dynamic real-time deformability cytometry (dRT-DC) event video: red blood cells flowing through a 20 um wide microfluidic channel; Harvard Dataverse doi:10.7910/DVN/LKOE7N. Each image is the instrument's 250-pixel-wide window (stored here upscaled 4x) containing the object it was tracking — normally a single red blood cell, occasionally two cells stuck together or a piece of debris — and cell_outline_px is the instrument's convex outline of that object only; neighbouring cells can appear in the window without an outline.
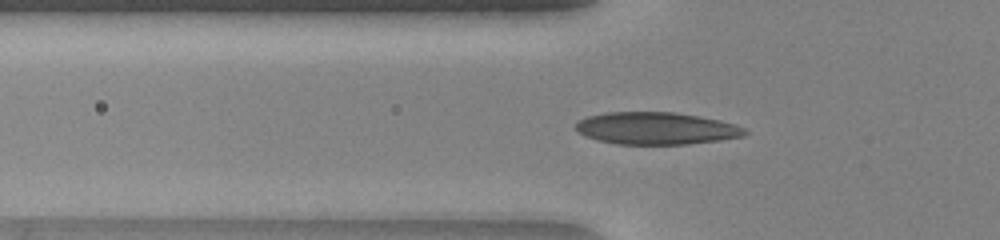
{"species": "human", "species_latin": "Homo sapiens", "temperature_condition": "warm", "stored_images_in_passage": 36, "camera_frame_rate_fps": 3000, "um_per_image_px": 0.085, "donor": {"sex": "female"}, "frame": {"image": 1, "passage_image": 3, "time_ms": 0.667, "image_size_px": [1000, 240], "cell_outline_px": [[748, 132], [744, 136], [720, 140], [688, 144], [616, 144], [596, 140], [584, 136], [576, 128], [576, 124], [580, 120], [588, 116], [608, 112], [672, 112], [720, 120], [736, 124], [744, 128]], "centroid_in_image_um": [55.79, 10.91], "position_along_channel_um": 70.0, "area_um2": 31.67}}
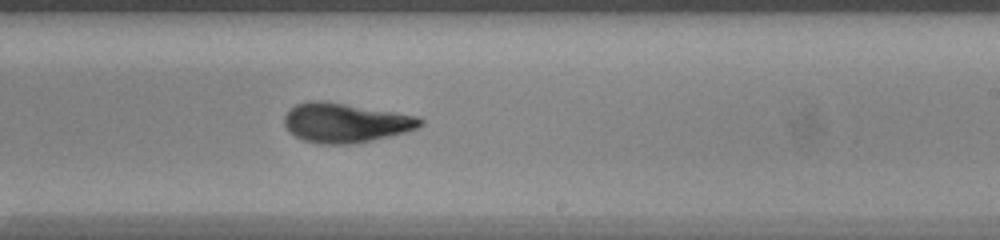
{"frame": {"image": 2, "passage_image": 17, "time_ms": 5.333, "image_size_px": [1000, 240], "cell_outline_px": [[424, 124], [416, 128], [392, 136], [372, 140], [348, 144], [320, 144], [304, 140], [288, 132], [284, 124], [284, 116], [296, 104], [316, 100], [392, 112], [416, 116], [424, 120]], "centroid_in_image_um": [29.34, 10.46], "position_along_channel_um": 259.7, "area_um2": 30.63}}
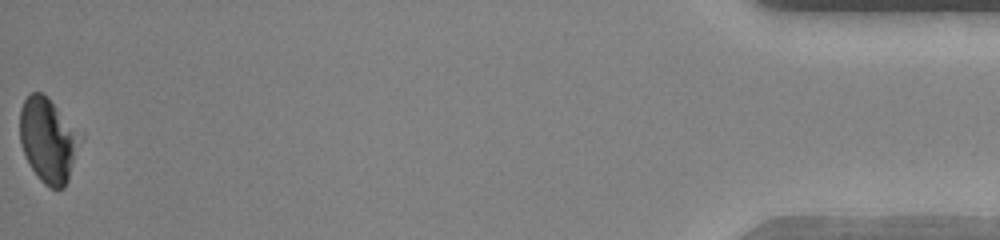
{"frame": {"image": 3, "passage_image": 36, "time_ms": 11.667, "image_size_px": [1000, 240], "cell_outline_px": [[76, 140], [68, 180], [64, 188], [52, 188], [44, 184], [40, 180], [32, 168], [20, 144], [20, 108], [24, 100], [32, 92], [40, 92], [56, 108], [76, 136]], "centroid_in_image_um": [3.95, 11.94], "position_along_channel_um": 431.2, "area_um2": 27.4}, "authors_computed_cell_mechanics": {"area_um2": 30.9808, "velocity_mm_per_s": 4.0877, "shape_relaxation_time_tau1_ms": 9.9701, "shape_relaxation_time_tau2_ms": 1.0581, "deformation_change_tau1": 0.2927, "deformation_change_tau2": 0.0637}}